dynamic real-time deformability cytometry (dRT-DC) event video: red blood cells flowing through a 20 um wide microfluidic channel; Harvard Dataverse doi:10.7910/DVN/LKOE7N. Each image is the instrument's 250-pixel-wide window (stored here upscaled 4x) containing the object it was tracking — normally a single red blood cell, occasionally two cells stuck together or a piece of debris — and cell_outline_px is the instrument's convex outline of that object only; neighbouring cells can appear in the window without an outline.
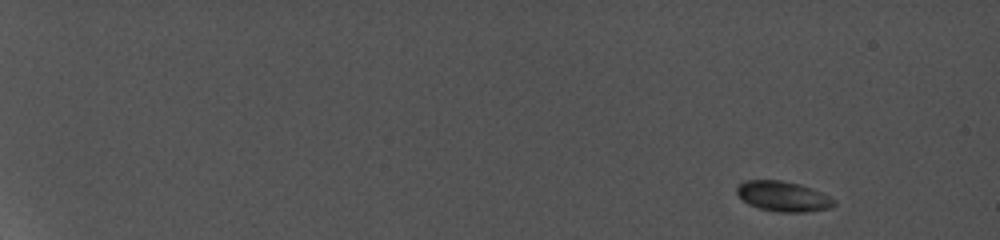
{"species": "common noctule bat (a hibernating species)", "species_latin": "Nyctalus noctula", "temperature_condition": "cold", "stored_images_in_passage": 11, "camera_frame_rate_fps": 5000, "um_per_image_px": 0.085, "animal": {"sex": "female", "body_mass_g": 19.0, "forearm_length_mm": 56.7}, "frame": {"image": 1, "passage_image": 1, "time_ms": 0.0, "image_size_px": [1000, 240], "cell_outline_px": [[836, 204], [828, 208], [804, 212], [776, 212], [760, 208], [748, 204], [736, 192], [736, 188], [740, 184], [748, 180], [780, 180], [796, 184], [808, 188], [836, 200]], "centroid_in_image_um": [66.52, 16.7], "position_along_channel_um": 18.5, "area_um2": 16.59}}
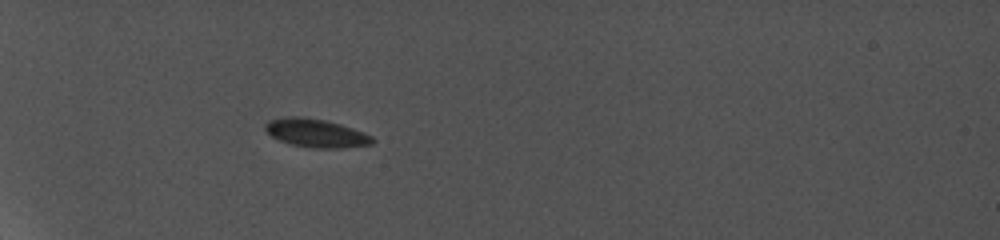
{"frame": {"image": 2, "passage_image": 6, "time_ms": 5.6, "image_size_px": [1000, 240], "cell_outline_px": [[376, 140], [372, 144], [340, 148], [308, 148], [292, 144], [280, 140], [272, 136], [264, 128], [272, 120], [320, 120], [336, 124], [372, 136]], "centroid_in_image_um": [26.95, 11.41], "position_along_channel_um": 58.0, "area_um2": 16.18}}
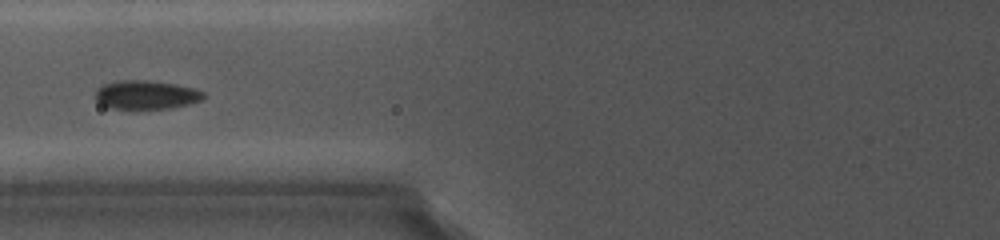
{"frame": {"image": 3, "passage_image": 8, "time_ms": 8.0, "image_size_px": [1000, 240], "cell_outline_px": [[204, 96], [200, 100], [188, 104], [168, 108], [136, 112], [112, 108], [104, 104], [96, 96], [96, 92], [104, 84], [124, 80], [144, 80], [172, 84], [192, 88], [204, 92]], "centroid_in_image_um": [12.43, 8.11], "position_along_channel_um": 113.4, "area_um2": 18.09}}